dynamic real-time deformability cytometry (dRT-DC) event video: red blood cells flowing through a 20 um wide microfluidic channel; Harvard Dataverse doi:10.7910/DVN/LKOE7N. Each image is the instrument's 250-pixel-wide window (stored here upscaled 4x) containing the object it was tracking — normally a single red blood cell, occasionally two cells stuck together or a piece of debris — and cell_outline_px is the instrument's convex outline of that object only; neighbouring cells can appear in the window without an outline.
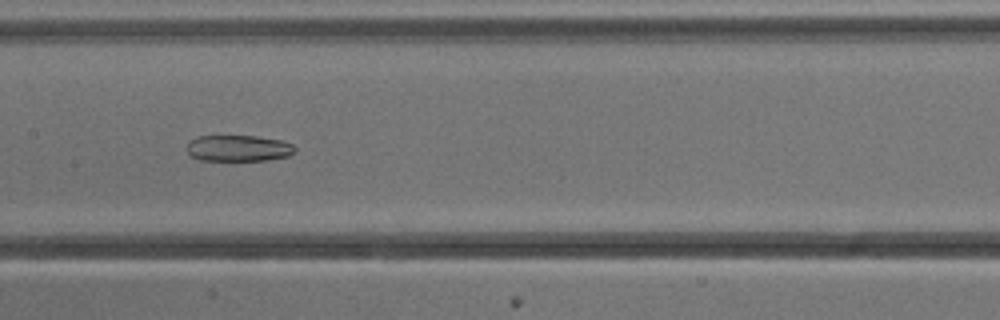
{"species": "common noctule bat (a hibernating species)", "species_latin": "Nyctalus noctula", "temperature_condition": "cold", "stored_images_in_passage": 39, "segment_of_instrument_passage": [1, 2], "camera_frame_rate_fps": 3000, "um_per_image_px": 0.085, "animal": {"sex": "male", "body_mass_g": 13.3}, "frame": {"image": 1, "passage_image": 12, "time_ms": 3.667, "image_size_px": [1000, 320], "cell_outline_px": [[296, 152], [288, 156], [268, 160], [200, 160], [192, 156], [188, 152], [188, 140], [196, 136], [256, 136], [280, 140], [292, 144], [296, 148]], "centroid_in_image_um": [20.28, 12.59], "position_along_channel_um": 187.1, "area_um2": 16.53}}